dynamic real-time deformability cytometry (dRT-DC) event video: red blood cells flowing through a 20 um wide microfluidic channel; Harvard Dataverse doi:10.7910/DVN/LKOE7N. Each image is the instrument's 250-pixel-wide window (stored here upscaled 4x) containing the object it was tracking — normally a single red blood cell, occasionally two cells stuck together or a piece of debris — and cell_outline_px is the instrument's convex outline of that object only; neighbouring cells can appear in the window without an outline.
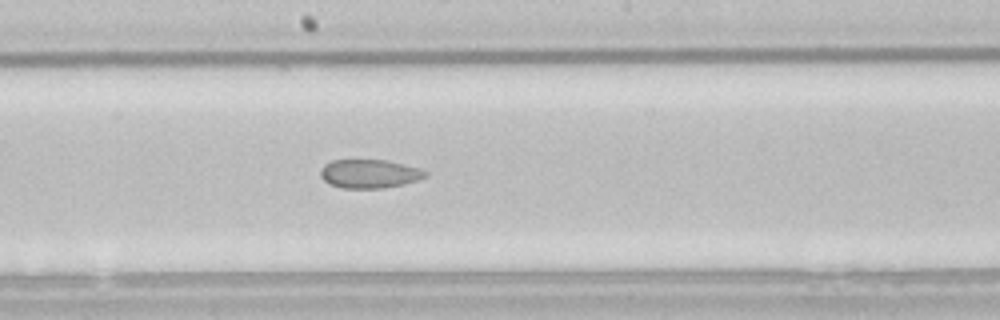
{"species": "common noctule bat (a hibernating species)", "species_latin": "Nyctalus noctula", "temperature_condition": "room temperature", "stored_images_in_passage": 49, "camera_frame_rate_fps": 3000, "um_per_image_px": 0.085, "animal": {"sex": "male", "body_mass_g": 21.5, "forearm_length_mm": 52.0}, "frame": {"image": 1, "passage_image": 28, "time_ms": 9.0, "image_size_px": [1000, 320], "cell_outline_px": [[428, 176], [404, 184], [384, 188], [340, 188], [328, 184], [320, 176], [320, 168], [324, 164], [332, 160], [384, 160], [420, 168], [428, 172]], "centroid_in_image_um": [31.37, 14.77], "position_along_channel_um": 216.8, "area_um2": 17.63}}